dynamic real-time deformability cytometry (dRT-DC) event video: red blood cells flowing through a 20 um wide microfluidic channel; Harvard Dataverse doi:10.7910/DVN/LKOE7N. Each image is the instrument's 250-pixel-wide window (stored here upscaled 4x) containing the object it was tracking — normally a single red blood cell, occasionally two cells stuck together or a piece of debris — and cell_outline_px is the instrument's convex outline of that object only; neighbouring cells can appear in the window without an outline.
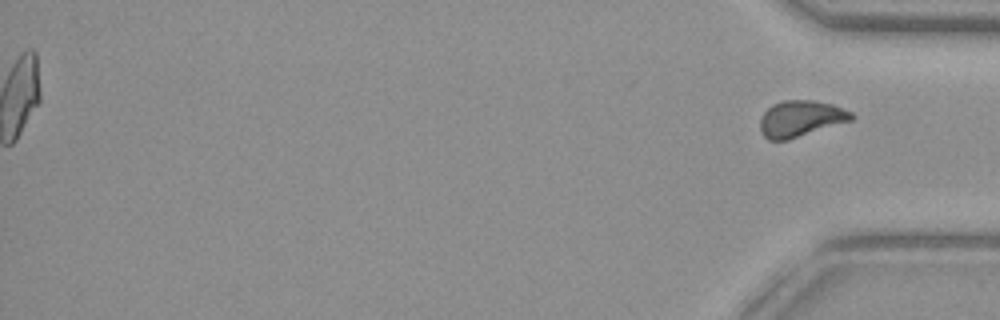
{"species": "common noctule bat (a hibernating species)", "species_latin": "Nyctalus noctula", "temperature_condition": "warm", "stored_images_in_passage": 39, "segment_of_instrument_passage": [2, 2], "camera_frame_rate_fps": 3000, "um_per_image_px": 0.085, "animal": {"sex": "female", "body_mass_g": 29.2, "forearm_length_mm": 56.3}, "frame": {"image": 1, "passage_image": 39, "time_ms": 12.667, "image_size_px": [1000, 320], "cell_outline_px": [[856, 116], [852, 120], [788, 140], [768, 140], [760, 132], [760, 120], [764, 112], [772, 104], [780, 100], [812, 100], [832, 104], [852, 112]], "centroid_in_image_um": [68.05, 10.08], "position_along_channel_um": 367.2, "area_um2": 19.36}}